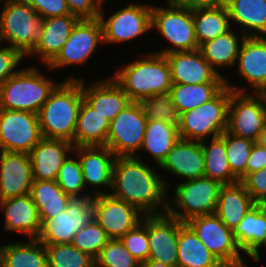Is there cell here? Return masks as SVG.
<instances>
[{
  "mask_svg": "<svg viewBox=\"0 0 266 267\" xmlns=\"http://www.w3.org/2000/svg\"><path fill=\"white\" fill-rule=\"evenodd\" d=\"M163 176L140 155L116 157L112 168V192L109 194L133 205L144 215L161 214L167 212L170 193L169 182Z\"/></svg>",
  "mask_w": 266,
  "mask_h": 267,
  "instance_id": "cell-1",
  "label": "cell"
},
{
  "mask_svg": "<svg viewBox=\"0 0 266 267\" xmlns=\"http://www.w3.org/2000/svg\"><path fill=\"white\" fill-rule=\"evenodd\" d=\"M186 223L226 267H247L241 256L242 251L233 237V230L216 214L194 217Z\"/></svg>",
  "mask_w": 266,
  "mask_h": 267,
  "instance_id": "cell-11",
  "label": "cell"
},
{
  "mask_svg": "<svg viewBox=\"0 0 266 267\" xmlns=\"http://www.w3.org/2000/svg\"><path fill=\"white\" fill-rule=\"evenodd\" d=\"M1 1L0 42L18 49L26 57L40 42L43 19L24 0Z\"/></svg>",
  "mask_w": 266,
  "mask_h": 267,
  "instance_id": "cell-5",
  "label": "cell"
},
{
  "mask_svg": "<svg viewBox=\"0 0 266 267\" xmlns=\"http://www.w3.org/2000/svg\"><path fill=\"white\" fill-rule=\"evenodd\" d=\"M44 245L48 267H95V259L71 243Z\"/></svg>",
  "mask_w": 266,
  "mask_h": 267,
  "instance_id": "cell-39",
  "label": "cell"
},
{
  "mask_svg": "<svg viewBox=\"0 0 266 267\" xmlns=\"http://www.w3.org/2000/svg\"><path fill=\"white\" fill-rule=\"evenodd\" d=\"M228 109L227 132L241 138L257 141L266 124V104L261 93L251 94L245 87L232 86Z\"/></svg>",
  "mask_w": 266,
  "mask_h": 267,
  "instance_id": "cell-8",
  "label": "cell"
},
{
  "mask_svg": "<svg viewBox=\"0 0 266 267\" xmlns=\"http://www.w3.org/2000/svg\"><path fill=\"white\" fill-rule=\"evenodd\" d=\"M60 83L43 75L35 66L20 69L0 86V108L38 114Z\"/></svg>",
  "mask_w": 266,
  "mask_h": 267,
  "instance_id": "cell-4",
  "label": "cell"
},
{
  "mask_svg": "<svg viewBox=\"0 0 266 267\" xmlns=\"http://www.w3.org/2000/svg\"><path fill=\"white\" fill-rule=\"evenodd\" d=\"M141 264L124 247L120 239H109L95 258V267H140Z\"/></svg>",
  "mask_w": 266,
  "mask_h": 267,
  "instance_id": "cell-44",
  "label": "cell"
},
{
  "mask_svg": "<svg viewBox=\"0 0 266 267\" xmlns=\"http://www.w3.org/2000/svg\"><path fill=\"white\" fill-rule=\"evenodd\" d=\"M70 14L82 19H97L100 15L102 0H66Z\"/></svg>",
  "mask_w": 266,
  "mask_h": 267,
  "instance_id": "cell-49",
  "label": "cell"
},
{
  "mask_svg": "<svg viewBox=\"0 0 266 267\" xmlns=\"http://www.w3.org/2000/svg\"><path fill=\"white\" fill-rule=\"evenodd\" d=\"M180 139L177 125L168 124L160 120H148L141 146V151H147L159 167L166 159L167 154Z\"/></svg>",
  "mask_w": 266,
  "mask_h": 267,
  "instance_id": "cell-35",
  "label": "cell"
},
{
  "mask_svg": "<svg viewBox=\"0 0 266 267\" xmlns=\"http://www.w3.org/2000/svg\"><path fill=\"white\" fill-rule=\"evenodd\" d=\"M76 157H70L64 161L63 165L59 169V173L56 179L59 187L72 198H85L94 197L89 193L83 194L85 187L84 176L82 173L81 163L76 154H72Z\"/></svg>",
  "mask_w": 266,
  "mask_h": 267,
  "instance_id": "cell-41",
  "label": "cell"
},
{
  "mask_svg": "<svg viewBox=\"0 0 266 267\" xmlns=\"http://www.w3.org/2000/svg\"><path fill=\"white\" fill-rule=\"evenodd\" d=\"M110 121L83 100L74 133V147L106 146Z\"/></svg>",
  "mask_w": 266,
  "mask_h": 267,
  "instance_id": "cell-31",
  "label": "cell"
},
{
  "mask_svg": "<svg viewBox=\"0 0 266 267\" xmlns=\"http://www.w3.org/2000/svg\"><path fill=\"white\" fill-rule=\"evenodd\" d=\"M33 181L29 153L0 151V200L29 194Z\"/></svg>",
  "mask_w": 266,
  "mask_h": 267,
  "instance_id": "cell-19",
  "label": "cell"
},
{
  "mask_svg": "<svg viewBox=\"0 0 266 267\" xmlns=\"http://www.w3.org/2000/svg\"><path fill=\"white\" fill-rule=\"evenodd\" d=\"M222 186L205 176L180 182L175 186L173 203L168 202L167 212L184 223L194 217L215 214Z\"/></svg>",
  "mask_w": 266,
  "mask_h": 267,
  "instance_id": "cell-7",
  "label": "cell"
},
{
  "mask_svg": "<svg viewBox=\"0 0 266 267\" xmlns=\"http://www.w3.org/2000/svg\"><path fill=\"white\" fill-rule=\"evenodd\" d=\"M147 121L141 105L132 101L110 122L106 147L115 157L138 156Z\"/></svg>",
  "mask_w": 266,
  "mask_h": 267,
  "instance_id": "cell-10",
  "label": "cell"
},
{
  "mask_svg": "<svg viewBox=\"0 0 266 267\" xmlns=\"http://www.w3.org/2000/svg\"><path fill=\"white\" fill-rule=\"evenodd\" d=\"M198 46L229 32L231 21L225 3L192 10Z\"/></svg>",
  "mask_w": 266,
  "mask_h": 267,
  "instance_id": "cell-32",
  "label": "cell"
},
{
  "mask_svg": "<svg viewBox=\"0 0 266 267\" xmlns=\"http://www.w3.org/2000/svg\"><path fill=\"white\" fill-rule=\"evenodd\" d=\"M256 143L266 149V124L264 125L263 131L259 134Z\"/></svg>",
  "mask_w": 266,
  "mask_h": 267,
  "instance_id": "cell-53",
  "label": "cell"
},
{
  "mask_svg": "<svg viewBox=\"0 0 266 267\" xmlns=\"http://www.w3.org/2000/svg\"><path fill=\"white\" fill-rule=\"evenodd\" d=\"M143 216L136 207L109 193L94 196V219L109 239H120L141 223Z\"/></svg>",
  "mask_w": 266,
  "mask_h": 267,
  "instance_id": "cell-16",
  "label": "cell"
},
{
  "mask_svg": "<svg viewBox=\"0 0 266 267\" xmlns=\"http://www.w3.org/2000/svg\"><path fill=\"white\" fill-rule=\"evenodd\" d=\"M42 138L38 114L0 108V151L29 153Z\"/></svg>",
  "mask_w": 266,
  "mask_h": 267,
  "instance_id": "cell-15",
  "label": "cell"
},
{
  "mask_svg": "<svg viewBox=\"0 0 266 267\" xmlns=\"http://www.w3.org/2000/svg\"><path fill=\"white\" fill-rule=\"evenodd\" d=\"M140 267H178V266H170L164 263L148 259L147 261L142 262Z\"/></svg>",
  "mask_w": 266,
  "mask_h": 267,
  "instance_id": "cell-52",
  "label": "cell"
},
{
  "mask_svg": "<svg viewBox=\"0 0 266 267\" xmlns=\"http://www.w3.org/2000/svg\"><path fill=\"white\" fill-rule=\"evenodd\" d=\"M29 243L0 246V267H48L45 245L37 238Z\"/></svg>",
  "mask_w": 266,
  "mask_h": 267,
  "instance_id": "cell-33",
  "label": "cell"
},
{
  "mask_svg": "<svg viewBox=\"0 0 266 267\" xmlns=\"http://www.w3.org/2000/svg\"><path fill=\"white\" fill-rule=\"evenodd\" d=\"M256 204L241 182L223 185L219 192L215 214L233 230Z\"/></svg>",
  "mask_w": 266,
  "mask_h": 267,
  "instance_id": "cell-29",
  "label": "cell"
},
{
  "mask_svg": "<svg viewBox=\"0 0 266 267\" xmlns=\"http://www.w3.org/2000/svg\"><path fill=\"white\" fill-rule=\"evenodd\" d=\"M25 56L16 48L11 46L0 47V86L11 76L16 74V69Z\"/></svg>",
  "mask_w": 266,
  "mask_h": 267,
  "instance_id": "cell-46",
  "label": "cell"
},
{
  "mask_svg": "<svg viewBox=\"0 0 266 267\" xmlns=\"http://www.w3.org/2000/svg\"><path fill=\"white\" fill-rule=\"evenodd\" d=\"M94 219V197L72 198L65 211L41 223L42 244L71 243L74 235Z\"/></svg>",
  "mask_w": 266,
  "mask_h": 267,
  "instance_id": "cell-12",
  "label": "cell"
},
{
  "mask_svg": "<svg viewBox=\"0 0 266 267\" xmlns=\"http://www.w3.org/2000/svg\"><path fill=\"white\" fill-rule=\"evenodd\" d=\"M168 1L176 6L190 10L197 8L213 7L225 2V0H168Z\"/></svg>",
  "mask_w": 266,
  "mask_h": 267,
  "instance_id": "cell-51",
  "label": "cell"
},
{
  "mask_svg": "<svg viewBox=\"0 0 266 267\" xmlns=\"http://www.w3.org/2000/svg\"><path fill=\"white\" fill-rule=\"evenodd\" d=\"M74 154L79 158L84 176L85 187H98L93 196L105 194L107 191L99 187L111 189L112 168L115 160L114 153L106 146L74 147Z\"/></svg>",
  "mask_w": 266,
  "mask_h": 267,
  "instance_id": "cell-21",
  "label": "cell"
},
{
  "mask_svg": "<svg viewBox=\"0 0 266 267\" xmlns=\"http://www.w3.org/2000/svg\"><path fill=\"white\" fill-rule=\"evenodd\" d=\"M233 237L242 253L260 262L259 249L266 245V204L253 206L233 229Z\"/></svg>",
  "mask_w": 266,
  "mask_h": 267,
  "instance_id": "cell-26",
  "label": "cell"
},
{
  "mask_svg": "<svg viewBox=\"0 0 266 267\" xmlns=\"http://www.w3.org/2000/svg\"><path fill=\"white\" fill-rule=\"evenodd\" d=\"M266 167V149L256 142L252 146L250 156L246 165V176Z\"/></svg>",
  "mask_w": 266,
  "mask_h": 267,
  "instance_id": "cell-50",
  "label": "cell"
},
{
  "mask_svg": "<svg viewBox=\"0 0 266 267\" xmlns=\"http://www.w3.org/2000/svg\"><path fill=\"white\" fill-rule=\"evenodd\" d=\"M4 212V231L18 232L34 239L39 236L41 219L30 193L15 198L0 200Z\"/></svg>",
  "mask_w": 266,
  "mask_h": 267,
  "instance_id": "cell-25",
  "label": "cell"
},
{
  "mask_svg": "<svg viewBox=\"0 0 266 267\" xmlns=\"http://www.w3.org/2000/svg\"><path fill=\"white\" fill-rule=\"evenodd\" d=\"M147 120H160L162 122L179 126L181 114L172 101L169 93L155 94L142 98L138 102Z\"/></svg>",
  "mask_w": 266,
  "mask_h": 267,
  "instance_id": "cell-40",
  "label": "cell"
},
{
  "mask_svg": "<svg viewBox=\"0 0 266 267\" xmlns=\"http://www.w3.org/2000/svg\"><path fill=\"white\" fill-rule=\"evenodd\" d=\"M112 79L133 102L155 94L169 93L172 87L171 70L166 58L153 52L121 65Z\"/></svg>",
  "mask_w": 266,
  "mask_h": 267,
  "instance_id": "cell-3",
  "label": "cell"
},
{
  "mask_svg": "<svg viewBox=\"0 0 266 267\" xmlns=\"http://www.w3.org/2000/svg\"><path fill=\"white\" fill-rule=\"evenodd\" d=\"M74 145L65 140L42 138L29 152L33 179L56 181L59 169L68 155L72 156Z\"/></svg>",
  "mask_w": 266,
  "mask_h": 267,
  "instance_id": "cell-24",
  "label": "cell"
},
{
  "mask_svg": "<svg viewBox=\"0 0 266 267\" xmlns=\"http://www.w3.org/2000/svg\"><path fill=\"white\" fill-rule=\"evenodd\" d=\"M210 141L209 145L206 140L201 141L205 163L204 176L222 185L238 183L239 179L232 173L226 156V131Z\"/></svg>",
  "mask_w": 266,
  "mask_h": 267,
  "instance_id": "cell-36",
  "label": "cell"
},
{
  "mask_svg": "<svg viewBox=\"0 0 266 267\" xmlns=\"http://www.w3.org/2000/svg\"><path fill=\"white\" fill-rule=\"evenodd\" d=\"M167 4L166 8L155 5L152 7V29H156L171 45L156 53L199 49L192 10L176 6L169 1Z\"/></svg>",
  "mask_w": 266,
  "mask_h": 267,
  "instance_id": "cell-9",
  "label": "cell"
},
{
  "mask_svg": "<svg viewBox=\"0 0 266 267\" xmlns=\"http://www.w3.org/2000/svg\"><path fill=\"white\" fill-rule=\"evenodd\" d=\"M79 20L72 14L43 19L40 42L28 56L38 55L41 63L47 65L64 46Z\"/></svg>",
  "mask_w": 266,
  "mask_h": 267,
  "instance_id": "cell-27",
  "label": "cell"
},
{
  "mask_svg": "<svg viewBox=\"0 0 266 267\" xmlns=\"http://www.w3.org/2000/svg\"><path fill=\"white\" fill-rule=\"evenodd\" d=\"M241 183L257 204H266V167L248 174Z\"/></svg>",
  "mask_w": 266,
  "mask_h": 267,
  "instance_id": "cell-48",
  "label": "cell"
},
{
  "mask_svg": "<svg viewBox=\"0 0 266 267\" xmlns=\"http://www.w3.org/2000/svg\"><path fill=\"white\" fill-rule=\"evenodd\" d=\"M183 224L168 212L147 215L149 260L177 266L178 237Z\"/></svg>",
  "mask_w": 266,
  "mask_h": 267,
  "instance_id": "cell-17",
  "label": "cell"
},
{
  "mask_svg": "<svg viewBox=\"0 0 266 267\" xmlns=\"http://www.w3.org/2000/svg\"><path fill=\"white\" fill-rule=\"evenodd\" d=\"M82 79V94L84 100L98 113L106 117L110 122L132 101L121 87L109 77L85 86L83 78H77L70 75L65 80Z\"/></svg>",
  "mask_w": 266,
  "mask_h": 267,
  "instance_id": "cell-20",
  "label": "cell"
},
{
  "mask_svg": "<svg viewBox=\"0 0 266 267\" xmlns=\"http://www.w3.org/2000/svg\"><path fill=\"white\" fill-rule=\"evenodd\" d=\"M232 24L245 37L266 36V0H225Z\"/></svg>",
  "mask_w": 266,
  "mask_h": 267,
  "instance_id": "cell-28",
  "label": "cell"
},
{
  "mask_svg": "<svg viewBox=\"0 0 266 267\" xmlns=\"http://www.w3.org/2000/svg\"><path fill=\"white\" fill-rule=\"evenodd\" d=\"M184 181L204 177L205 163L201 142L179 139L159 169ZM175 175V176H174Z\"/></svg>",
  "mask_w": 266,
  "mask_h": 267,
  "instance_id": "cell-22",
  "label": "cell"
},
{
  "mask_svg": "<svg viewBox=\"0 0 266 267\" xmlns=\"http://www.w3.org/2000/svg\"><path fill=\"white\" fill-rule=\"evenodd\" d=\"M177 255L178 267H226L208 250L187 223L179 230Z\"/></svg>",
  "mask_w": 266,
  "mask_h": 267,
  "instance_id": "cell-30",
  "label": "cell"
},
{
  "mask_svg": "<svg viewBox=\"0 0 266 267\" xmlns=\"http://www.w3.org/2000/svg\"><path fill=\"white\" fill-rule=\"evenodd\" d=\"M83 100L82 79L63 80L38 112L42 137L65 140L74 145V133Z\"/></svg>",
  "mask_w": 266,
  "mask_h": 267,
  "instance_id": "cell-2",
  "label": "cell"
},
{
  "mask_svg": "<svg viewBox=\"0 0 266 267\" xmlns=\"http://www.w3.org/2000/svg\"><path fill=\"white\" fill-rule=\"evenodd\" d=\"M231 89L225 85L212 99L180 116V139L205 141L227 130ZM212 136V137H211Z\"/></svg>",
  "mask_w": 266,
  "mask_h": 267,
  "instance_id": "cell-6",
  "label": "cell"
},
{
  "mask_svg": "<svg viewBox=\"0 0 266 267\" xmlns=\"http://www.w3.org/2000/svg\"><path fill=\"white\" fill-rule=\"evenodd\" d=\"M108 240L104 229L93 219L74 235L71 244L95 259Z\"/></svg>",
  "mask_w": 266,
  "mask_h": 267,
  "instance_id": "cell-43",
  "label": "cell"
},
{
  "mask_svg": "<svg viewBox=\"0 0 266 267\" xmlns=\"http://www.w3.org/2000/svg\"><path fill=\"white\" fill-rule=\"evenodd\" d=\"M153 5H141L135 2L105 19L101 5L99 19L103 27V43H125L150 32L152 29Z\"/></svg>",
  "mask_w": 266,
  "mask_h": 267,
  "instance_id": "cell-14",
  "label": "cell"
},
{
  "mask_svg": "<svg viewBox=\"0 0 266 267\" xmlns=\"http://www.w3.org/2000/svg\"><path fill=\"white\" fill-rule=\"evenodd\" d=\"M237 71L253 93L266 90V36L245 37L237 58Z\"/></svg>",
  "mask_w": 266,
  "mask_h": 267,
  "instance_id": "cell-23",
  "label": "cell"
},
{
  "mask_svg": "<svg viewBox=\"0 0 266 267\" xmlns=\"http://www.w3.org/2000/svg\"><path fill=\"white\" fill-rule=\"evenodd\" d=\"M42 19L69 15L66 0H24Z\"/></svg>",
  "mask_w": 266,
  "mask_h": 267,
  "instance_id": "cell-47",
  "label": "cell"
},
{
  "mask_svg": "<svg viewBox=\"0 0 266 267\" xmlns=\"http://www.w3.org/2000/svg\"><path fill=\"white\" fill-rule=\"evenodd\" d=\"M261 95L263 96L265 104H266V90L262 91Z\"/></svg>",
  "mask_w": 266,
  "mask_h": 267,
  "instance_id": "cell-54",
  "label": "cell"
},
{
  "mask_svg": "<svg viewBox=\"0 0 266 267\" xmlns=\"http://www.w3.org/2000/svg\"><path fill=\"white\" fill-rule=\"evenodd\" d=\"M238 34L231 29L229 32L218 36L213 40L202 43L199 50L211 67L222 75L217 69L236 65L239 49L245 36L238 38ZM240 41V42H239Z\"/></svg>",
  "mask_w": 266,
  "mask_h": 267,
  "instance_id": "cell-34",
  "label": "cell"
},
{
  "mask_svg": "<svg viewBox=\"0 0 266 267\" xmlns=\"http://www.w3.org/2000/svg\"><path fill=\"white\" fill-rule=\"evenodd\" d=\"M163 55L171 70L172 84L225 83L226 78L211 67L199 49Z\"/></svg>",
  "mask_w": 266,
  "mask_h": 267,
  "instance_id": "cell-18",
  "label": "cell"
},
{
  "mask_svg": "<svg viewBox=\"0 0 266 267\" xmlns=\"http://www.w3.org/2000/svg\"><path fill=\"white\" fill-rule=\"evenodd\" d=\"M30 195L38 208L41 223L66 210L72 197L66 194L56 181L34 180Z\"/></svg>",
  "mask_w": 266,
  "mask_h": 267,
  "instance_id": "cell-37",
  "label": "cell"
},
{
  "mask_svg": "<svg viewBox=\"0 0 266 267\" xmlns=\"http://www.w3.org/2000/svg\"><path fill=\"white\" fill-rule=\"evenodd\" d=\"M225 83L172 84L169 94L180 114L212 99Z\"/></svg>",
  "mask_w": 266,
  "mask_h": 267,
  "instance_id": "cell-38",
  "label": "cell"
},
{
  "mask_svg": "<svg viewBox=\"0 0 266 267\" xmlns=\"http://www.w3.org/2000/svg\"><path fill=\"white\" fill-rule=\"evenodd\" d=\"M120 241L124 247L141 264L149 258V241L147 235V215H144L141 223L134 229L126 232Z\"/></svg>",
  "mask_w": 266,
  "mask_h": 267,
  "instance_id": "cell-45",
  "label": "cell"
},
{
  "mask_svg": "<svg viewBox=\"0 0 266 267\" xmlns=\"http://www.w3.org/2000/svg\"><path fill=\"white\" fill-rule=\"evenodd\" d=\"M254 141L234 136L226 131V156L232 173L241 182L246 177V165Z\"/></svg>",
  "mask_w": 266,
  "mask_h": 267,
  "instance_id": "cell-42",
  "label": "cell"
},
{
  "mask_svg": "<svg viewBox=\"0 0 266 267\" xmlns=\"http://www.w3.org/2000/svg\"><path fill=\"white\" fill-rule=\"evenodd\" d=\"M103 43V27L99 18L79 20L57 55L47 64L50 71L71 65H83Z\"/></svg>",
  "mask_w": 266,
  "mask_h": 267,
  "instance_id": "cell-13",
  "label": "cell"
}]
</instances>
